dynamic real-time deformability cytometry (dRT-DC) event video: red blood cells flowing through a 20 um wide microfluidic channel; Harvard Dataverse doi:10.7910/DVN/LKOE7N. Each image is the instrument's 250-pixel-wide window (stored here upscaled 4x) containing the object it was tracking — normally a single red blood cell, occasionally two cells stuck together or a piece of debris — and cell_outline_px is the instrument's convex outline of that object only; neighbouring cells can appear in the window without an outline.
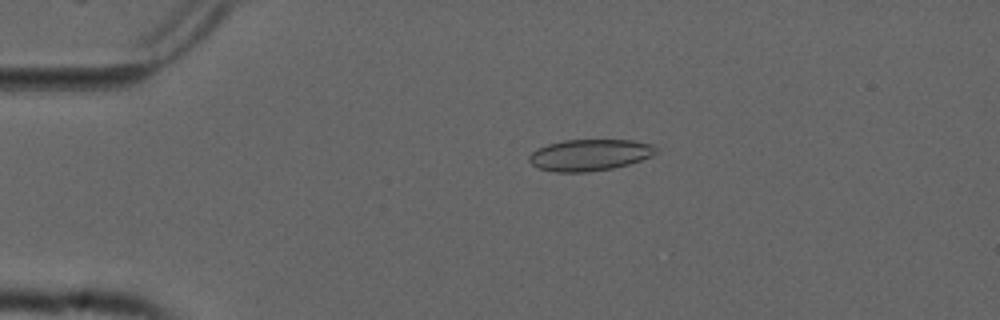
{"species": "common noctule bat (a hibernating species)", "species_latin": "Nyctalus noctula", "temperature_condition": "cold", "stored_images_in_passage": 54, "camera_frame_rate_fps": 3000, "um_per_image_px": 0.085, "animal": {"sex": "male", "forearm_length_mm": 52.5}, "frame": {"image": 1, "passage_image": 11, "time_ms": 3.333, "image_size_px": [1000, 320], "cell_outline_px": [[660, 152], [652, 156], [628, 164], [612, 168], [588, 172], [556, 172], [536, 168], [528, 160], [528, 156], [536, 148], [548, 144], [564, 140], [632, 140], [656, 144]], "centroid_in_image_um": [50.15, 13.16], "position_along_channel_um": 34.9, "area_um2": 23.58}}
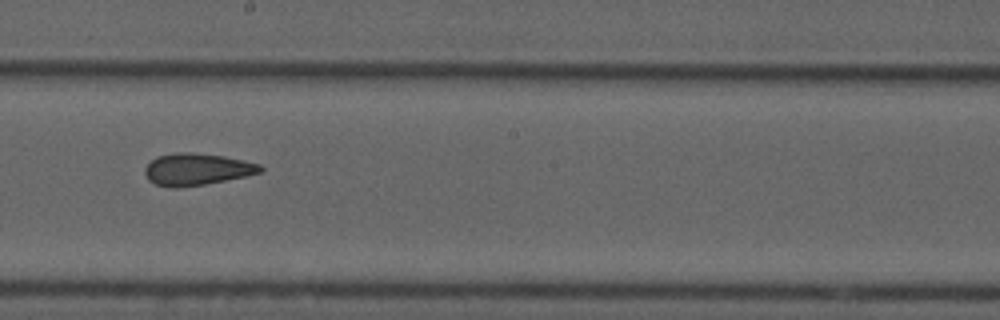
{"frame": {"image": 2, "passage_image": 30, "time_ms": 9.667, "image_size_px": [1000, 320], "cell_outline_px": [[264, 168], [260, 172], [244, 176], [204, 184], [176, 188], [172, 188], [156, 184], [148, 180], [144, 172], [144, 168], [156, 156], [176, 152], [192, 152], [224, 156], [244, 160], [260, 164]], "centroid_in_image_um": [16.7, 14.38], "position_along_channel_um": 231.5, "area_um2": 21.39}}
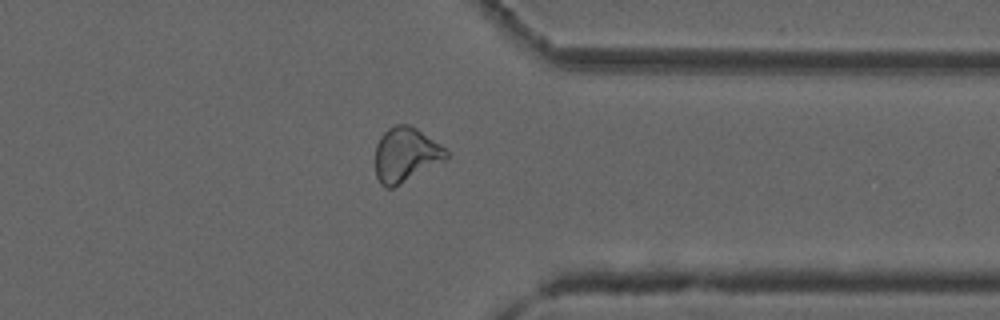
{"frame": {"image": 3, "passage_image": 42, "time_ms": 13.667, "image_size_px": [1000, 320], "cell_outline_px": [[448, 156], [444, 160], [400, 184], [392, 188], [384, 188], [380, 184], [376, 176], [376, 144], [380, 136], [388, 128], [396, 124], [408, 124], [416, 128], [440, 144], [448, 152]], "centroid_in_image_um": [34.45, 13.15], "position_along_channel_um": 376.9, "area_um2": 22.31}, "authors_computed_cell_mechanics": {"area_um2": 22.7732, "velocity_mm_per_s": 3.7697, "shape_relaxation_time_tau1_ms": null, "shape_relaxation_time_tau2_ms": 2.7098, "deformation_change_tau1": null, "deformation_change_tau2": 0.0963}}